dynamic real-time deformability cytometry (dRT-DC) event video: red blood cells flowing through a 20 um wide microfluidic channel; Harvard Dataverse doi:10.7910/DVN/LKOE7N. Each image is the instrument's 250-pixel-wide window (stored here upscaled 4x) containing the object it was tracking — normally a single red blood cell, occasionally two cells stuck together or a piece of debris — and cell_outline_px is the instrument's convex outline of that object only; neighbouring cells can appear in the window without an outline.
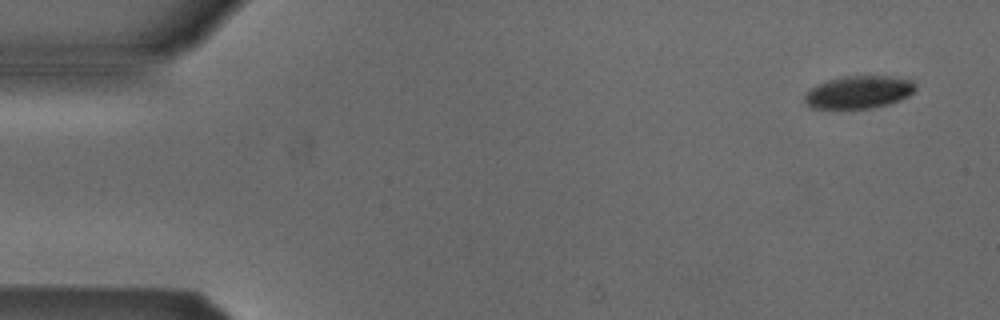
{"species": "Egyptian fruit bat (a non-hibernating species)", "species_latin": "Rousettus aegyptiacus", "temperature_condition": "cold", "stored_images_in_passage": 4, "camera_frame_rate_fps": 3000, "um_per_image_px": 0.085, "animal": {"sex": "male"}, "frame": {"image": 1, "passage_image": 1, "time_ms": 0.0, "image_size_px": [1000, 320], "cell_outline_px": [[916, 88], [908, 96], [900, 100], [888, 104], [872, 108], [812, 108], [804, 104], [804, 96], [812, 88], [828, 80], [844, 76], [888, 76], [912, 80], [916, 84]], "centroid_in_image_um": [73.01, 7.83], "position_along_channel_um": 12.0, "area_um2": 20.92}}
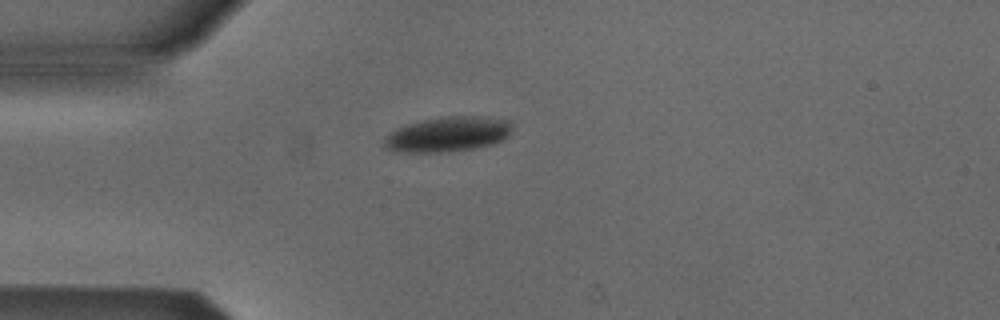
{"frame": {"image": 2, "passage_image": 4, "time_ms": 3.667, "image_size_px": [1000, 320], "cell_outline_px": [[512, 128], [508, 136], [504, 140], [492, 144], [476, 148], [448, 152], [408, 152], [388, 148], [384, 144], [384, 136], [396, 128], [408, 124], [424, 120], [444, 116], [488, 116], [512, 120]], "centroid_in_image_um": [38.14, 11.39], "position_along_channel_um": 46.9, "area_um2": 26.3}}